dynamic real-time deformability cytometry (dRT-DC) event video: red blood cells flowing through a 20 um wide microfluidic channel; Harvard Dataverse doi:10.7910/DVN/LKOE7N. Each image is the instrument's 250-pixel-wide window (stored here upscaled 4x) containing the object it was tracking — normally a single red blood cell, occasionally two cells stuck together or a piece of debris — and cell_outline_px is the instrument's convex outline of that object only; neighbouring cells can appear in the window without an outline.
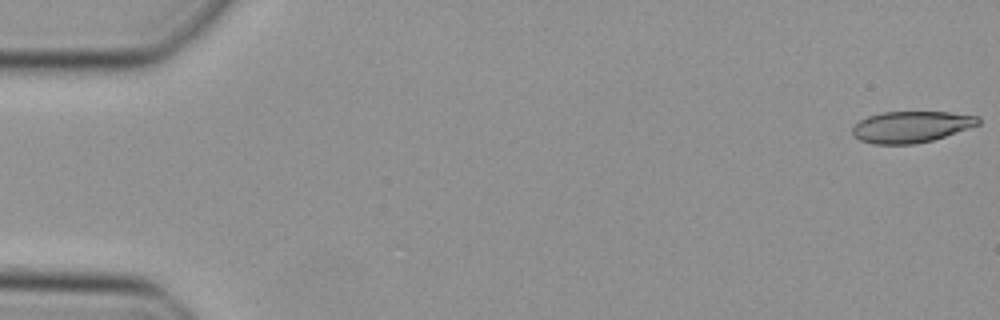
{"species": "Egyptian fruit bat (a non-hibernating species)", "species_latin": "Rousettus aegyptiacus", "temperature_condition": "cold", "stored_images_in_passage": 45, "camera_frame_rate_fps": 3000, "um_per_image_px": 0.085, "animal": {"sex": "female"}, "frame": {"image": 1, "passage_image": 1, "time_ms": 0.0, "image_size_px": [1000, 320], "cell_outline_px": [[980, 124], [932, 140], [912, 144], [872, 144], [860, 140], [852, 136], [852, 128], [860, 120], [868, 116], [880, 112], [948, 112], [980, 116]], "centroid_in_image_um": [77.42, 10.77], "position_along_channel_um": 7.6, "area_um2": 22.95}}
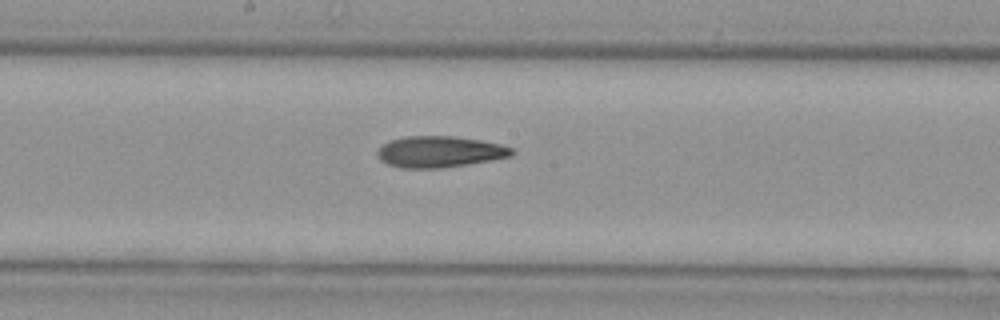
{"frame": {"image": 2, "passage_image": 26, "time_ms": 8.333, "image_size_px": [1000, 320], "cell_outline_px": [[516, 152], [512, 156], [492, 160], [468, 164], [440, 168], [400, 168], [388, 164], [380, 160], [376, 156], [376, 152], [388, 140], [404, 136], [456, 136], [480, 140], [500, 144], [512, 148]], "centroid_in_image_um": [37.36, 12.9], "position_along_channel_um": 210.8, "area_um2": 24.68}}
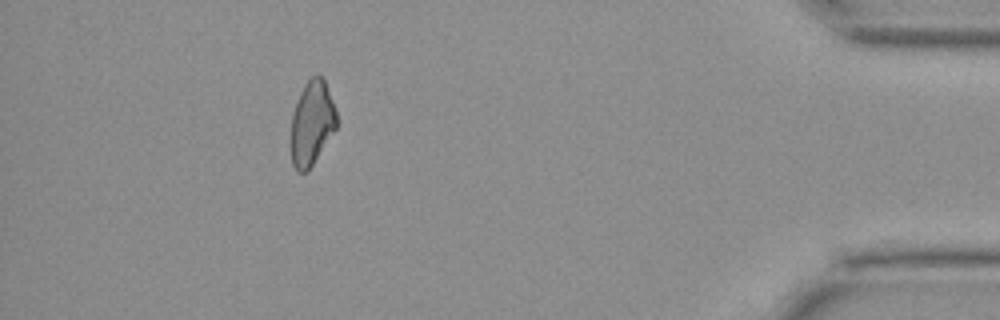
{"frame": {"image": 3, "passage_image": 44, "time_ms": 14.333, "image_size_px": [1000, 320], "cell_outline_px": [[336, 128], [308, 172], [296, 172], [292, 164], [288, 140], [292, 116], [300, 92], [304, 84], [316, 72], [324, 80], [336, 108]], "centroid_in_image_um": [26.46, 10.51], "position_along_channel_um": 408.7, "area_um2": 22.95}}